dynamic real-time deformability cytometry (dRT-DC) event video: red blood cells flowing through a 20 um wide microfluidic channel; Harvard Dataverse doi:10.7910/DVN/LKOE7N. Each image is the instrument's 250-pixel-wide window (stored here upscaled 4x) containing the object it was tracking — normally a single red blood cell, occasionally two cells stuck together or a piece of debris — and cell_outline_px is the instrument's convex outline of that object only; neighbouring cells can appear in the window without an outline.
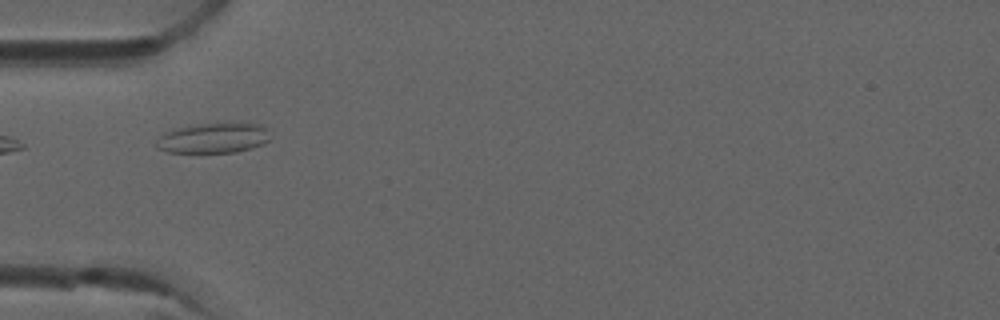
{"species": "common noctule bat (a hibernating species)", "species_latin": "Nyctalus noctula", "temperature_condition": "room temperature", "stored_images_in_passage": 7, "camera_frame_rate_fps": 3000, "um_per_image_px": 0.085, "animal": {"sex": "male", "forearm_length_mm": 52.5}, "frame": {"image": 1, "passage_image": 5, "time_ms": 1.333, "image_size_px": [1000, 320], "cell_outline_px": [[268, 140], [264, 144], [252, 148], [236, 152], [168, 152], [156, 148], [156, 140], [164, 132], [172, 128], [188, 124], [260, 124], [264, 128]], "centroid_in_image_um": [18.03, 11.74], "position_along_channel_um": 67.0, "area_um2": 19.83}}
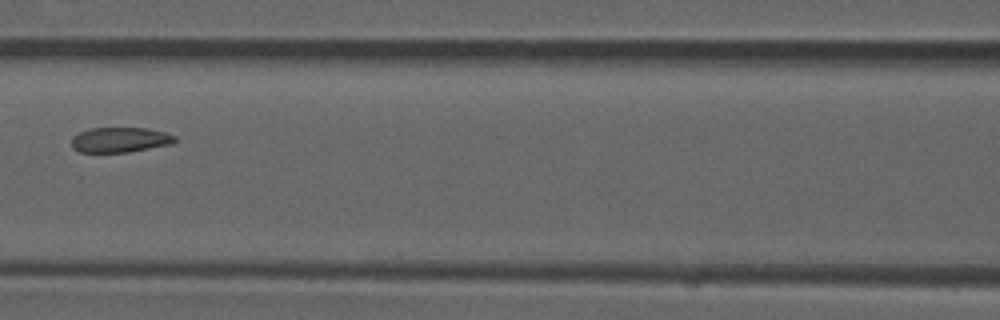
{"frame": {"image": 2, "passage_image": 7, "time_ms": 2.0, "image_size_px": [1000, 320], "cell_outline_px": [[176, 140], [172, 144], [128, 152], [80, 152], [72, 148], [72, 136], [88, 128], [148, 128], [164, 132], [176, 136]], "centroid_in_image_um": [10.19, 11.88], "position_along_channel_um": 156.4, "area_um2": 15.14}}